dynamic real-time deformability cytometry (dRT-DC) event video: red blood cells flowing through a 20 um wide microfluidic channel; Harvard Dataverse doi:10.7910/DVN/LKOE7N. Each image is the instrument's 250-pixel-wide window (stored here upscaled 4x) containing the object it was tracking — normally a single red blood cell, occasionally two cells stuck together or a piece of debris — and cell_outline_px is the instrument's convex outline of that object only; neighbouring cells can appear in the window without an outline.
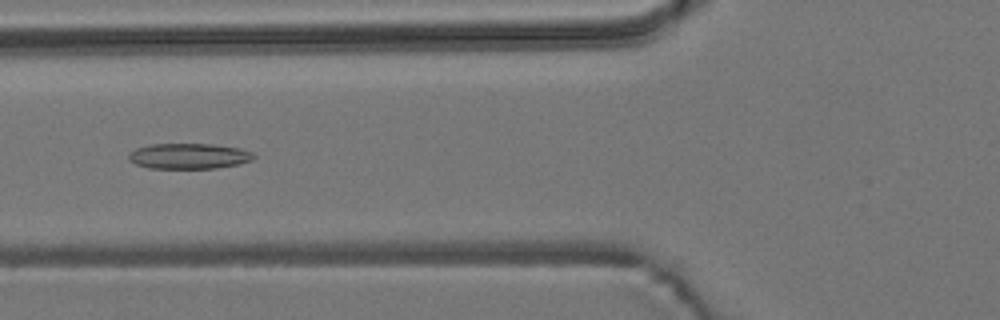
{"species": "common noctule bat (a hibernating species)", "species_latin": "Nyctalus noctula", "temperature_condition": "room temperature", "stored_images_in_passage": 9, "camera_frame_rate_fps": 3000, "um_per_image_px": 0.085, "animal": {"sex": "male", "body_mass_g": 19.2, "forearm_length_mm": 51.8}, "frame": {"image": 1, "passage_image": 6, "time_ms": 1.667, "image_size_px": [1000, 320], "cell_outline_px": [[256, 156], [252, 160], [240, 164], [216, 168], [148, 168], [136, 164], [128, 160], [128, 152], [136, 148], [148, 144], [212, 144], [240, 148], [252, 152]], "centroid_in_image_um": [16.04, 13.26], "position_along_channel_um": 109.8, "area_um2": 18.79}}
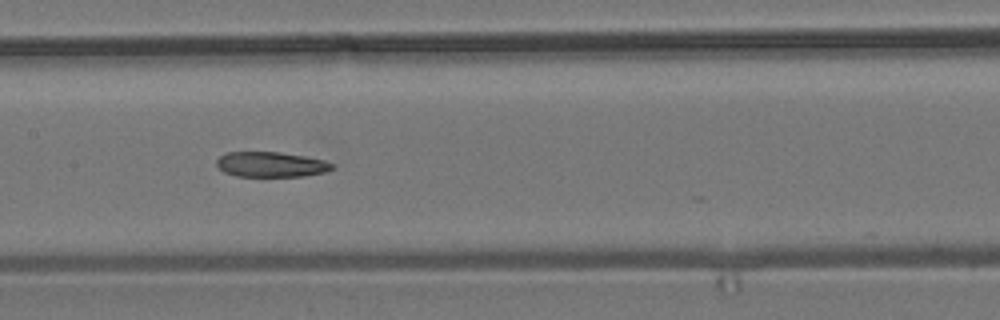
{"frame": {"image": 2, "passage_image": 8, "time_ms": 2.333, "image_size_px": [1000, 320], "cell_outline_px": [[336, 168], [324, 172], [304, 176], [236, 176], [224, 172], [216, 164], [216, 160], [220, 156], [228, 152], [280, 152], [304, 156], [324, 160], [336, 164]], "centroid_in_image_um": [23.07, 13.98], "position_along_channel_um": 184.3, "area_um2": 16.99}}
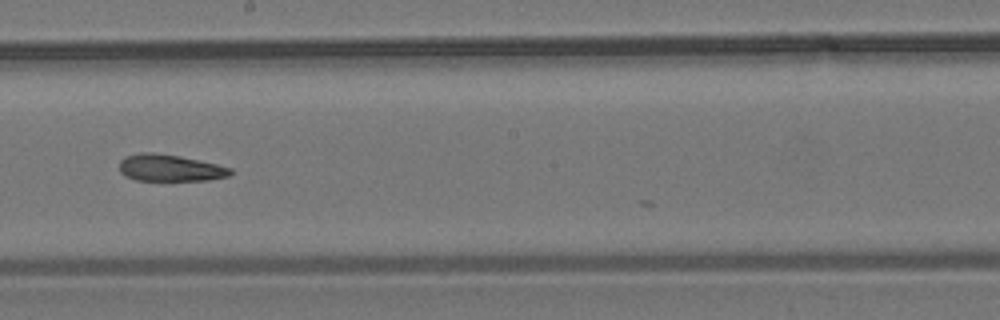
{"frame": {"image": 3, "passage_image": 9, "time_ms": 2.667, "image_size_px": [1000, 320], "cell_outline_px": [[232, 172], [228, 176], [208, 180], [136, 180], [124, 176], [120, 172], [120, 160], [124, 156], [140, 152], [152, 152], [180, 156], [216, 164], [232, 168]], "centroid_in_image_um": [14.41, 14.27], "position_along_channel_um": 233.8, "area_um2": 17.34}}